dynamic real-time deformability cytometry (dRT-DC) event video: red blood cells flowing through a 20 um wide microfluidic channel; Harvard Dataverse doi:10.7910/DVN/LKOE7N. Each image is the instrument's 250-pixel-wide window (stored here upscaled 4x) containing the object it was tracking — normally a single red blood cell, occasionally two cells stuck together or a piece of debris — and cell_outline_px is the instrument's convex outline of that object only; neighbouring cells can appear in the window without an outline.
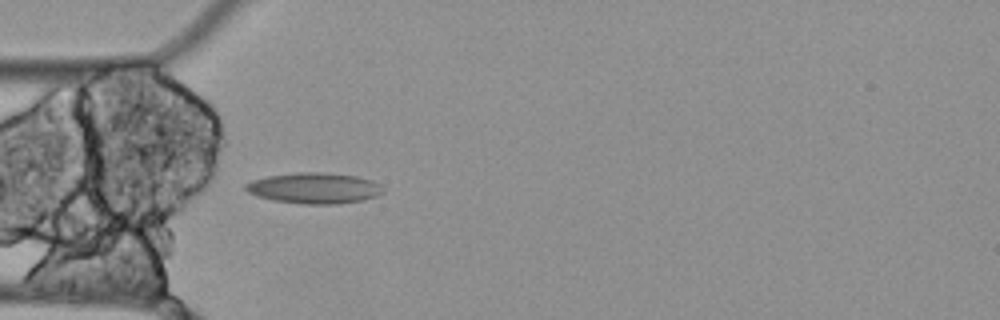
{"species": "Egyptian fruit bat (a non-hibernating species)", "species_latin": "Rousettus aegyptiacus", "temperature_condition": "cold", "stored_images_in_passage": 31, "camera_frame_rate_fps": 3000, "um_per_image_px": 0.085, "animal": {"sex": "female"}, "frame": {"image": 1, "passage_image": 1, "time_ms": 0.0, "image_size_px": [1000, 320], "cell_outline_px": [[384, 192], [376, 196], [360, 200], [336, 204], [300, 204], [272, 200], [256, 196], [248, 192], [244, 188], [244, 184], [252, 180], [268, 176], [296, 172], [324, 172], [356, 176], [372, 180], [380, 184], [384, 188]], "centroid_in_image_um": [26.69, 15.99], "position_along_channel_um": 58.3, "area_um2": 24.85}}
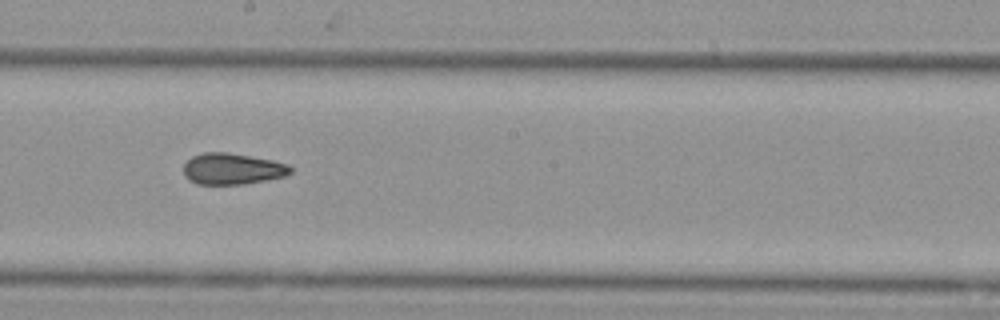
{"frame": {"image": 2, "passage_image": 15, "time_ms": 4.667, "image_size_px": [1000, 320], "cell_outline_px": [[292, 172], [284, 176], [264, 180], [240, 184], [196, 184], [188, 180], [184, 176], [184, 164], [192, 156], [204, 152], [228, 152], [272, 160], [288, 164], [292, 168]], "centroid_in_image_um": [19.72, 14.34], "position_along_channel_um": 228.5, "area_um2": 19.42}}
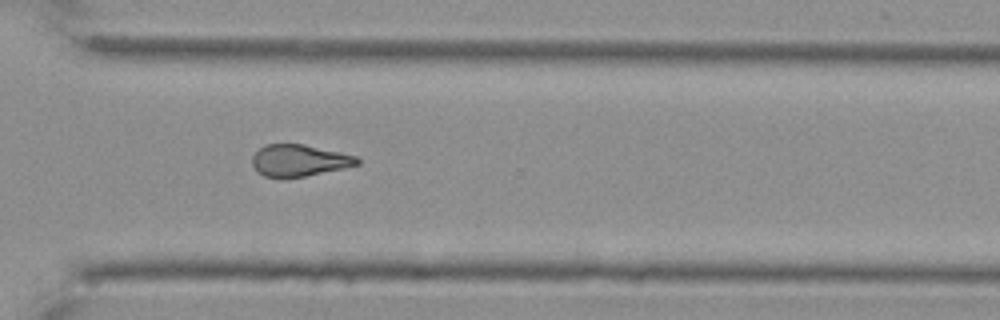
{"frame": {"image": 3, "passage_image": 25, "time_ms": 8.0, "image_size_px": [1000, 320], "cell_outline_px": [[360, 164], [344, 168], [284, 180], [264, 176], [256, 172], [252, 164], [252, 156], [264, 144], [304, 144], [340, 152], [356, 156], [360, 160]], "centroid_in_image_um": [25.39, 13.66], "position_along_channel_um": 345.2, "area_um2": 19.77}, "authors_computed_cell_mechanics": {"area_um2": 19.7098, "velocity_mm_per_s": 3.4963, "shape_relaxation_time_tau1_ms": null, "shape_relaxation_time_tau2_ms": 3.647, "deformation_change_tau1": null, "deformation_change_tau2": 0.1172}}